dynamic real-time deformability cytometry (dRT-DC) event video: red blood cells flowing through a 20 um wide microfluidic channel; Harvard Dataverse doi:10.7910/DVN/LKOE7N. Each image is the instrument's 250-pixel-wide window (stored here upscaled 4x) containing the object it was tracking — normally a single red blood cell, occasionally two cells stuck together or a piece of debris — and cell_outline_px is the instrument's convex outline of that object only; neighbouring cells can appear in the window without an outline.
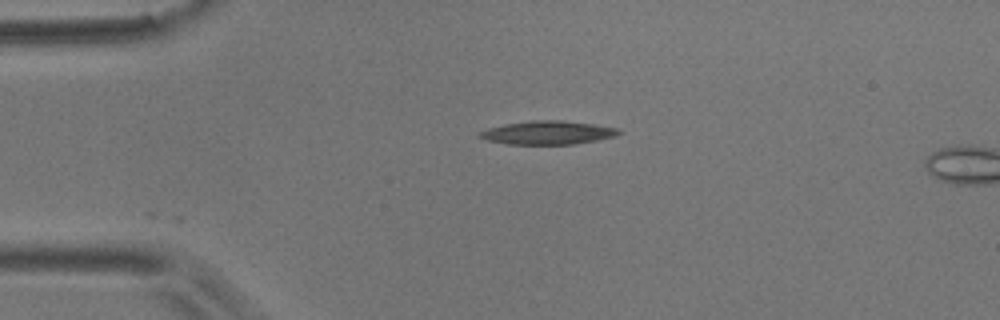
{"species": "common noctule bat (a hibernating species)", "species_latin": "Nyctalus noctula", "temperature_condition": "room temperature", "stored_images_in_passage": 4, "camera_frame_rate_fps": 3000, "um_per_image_px": 0.085, "animal": {"sex": "male", "body_mass_g": 17.9}, "frame": {"image": 1, "passage_image": 4, "time_ms": 3.667, "image_size_px": [1000, 320], "cell_outline_px": [[620, 132], [616, 136], [576, 144], [508, 144], [488, 140], [476, 136], [476, 132], [488, 128], [504, 124], [532, 120], [564, 120], [592, 124], [616, 128]], "centroid_in_image_um": [46.49, 11.27], "position_along_channel_um": 38.5, "area_um2": 19.02}}